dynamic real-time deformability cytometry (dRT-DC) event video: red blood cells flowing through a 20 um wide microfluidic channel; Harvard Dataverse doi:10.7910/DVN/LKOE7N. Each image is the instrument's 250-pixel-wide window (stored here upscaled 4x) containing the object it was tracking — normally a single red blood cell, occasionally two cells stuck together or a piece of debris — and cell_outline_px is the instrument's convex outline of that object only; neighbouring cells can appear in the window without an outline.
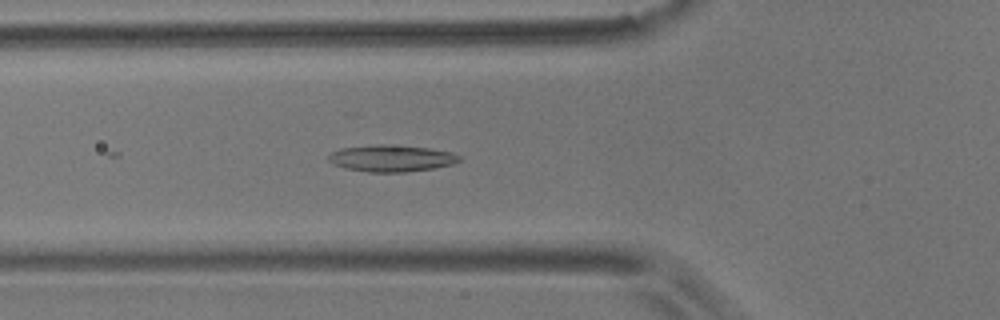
{"species": "common noctule bat (a hibernating species)", "species_latin": "Nyctalus noctula", "temperature_condition": "room temperature", "stored_images_in_passage": 14, "camera_frame_rate_fps": 3000, "um_per_image_px": 0.085, "animal": {"sex": "male", "body_mass_g": 17.9}, "frame": {"image": 1, "passage_image": 10, "time_ms": 3.0, "image_size_px": [1000, 320], "cell_outline_px": [[460, 160], [452, 164], [432, 168], [404, 172], [368, 172], [348, 168], [332, 164], [328, 160], [328, 156], [332, 152], [340, 148], [376, 144], [388, 144], [428, 148], [452, 152], [460, 156]], "centroid_in_image_um": [33.24, 13.44], "position_along_channel_um": 92.6, "area_um2": 20.23}}